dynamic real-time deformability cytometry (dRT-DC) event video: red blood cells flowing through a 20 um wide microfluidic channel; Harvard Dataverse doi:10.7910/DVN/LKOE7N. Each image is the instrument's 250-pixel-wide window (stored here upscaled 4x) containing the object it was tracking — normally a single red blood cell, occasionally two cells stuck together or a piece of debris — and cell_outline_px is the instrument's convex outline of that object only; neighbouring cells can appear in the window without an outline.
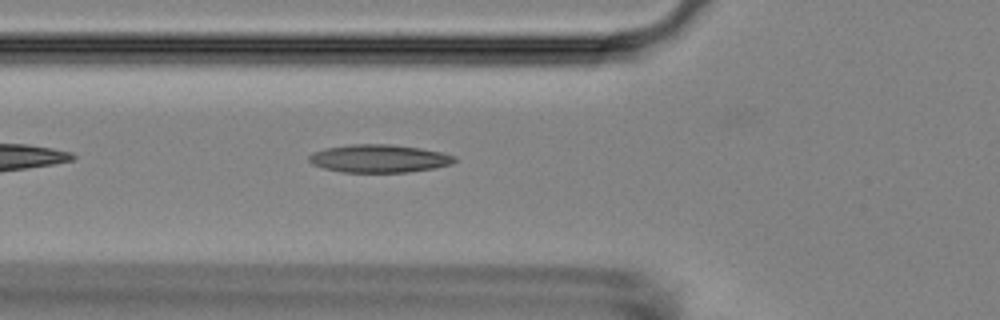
{"species": "Egyptian fruit bat (a non-hibernating species)", "species_latin": "Rousettus aegyptiacus", "temperature_condition": "room temperature", "stored_images_in_passage": 13, "camera_frame_rate_fps": 3000, "um_per_image_px": 0.085, "animal": {"sex": "female"}, "frame": {"image": 1, "passage_image": 3, "time_ms": 0.667, "image_size_px": [1000, 320], "cell_outline_px": [[456, 160], [452, 164], [432, 168], [408, 172], [340, 172], [324, 168], [312, 164], [308, 160], [308, 156], [312, 152], [324, 148], [352, 144], [388, 144], [420, 148], [440, 152], [456, 156]], "centroid_in_image_um": [32.18, 13.47], "position_along_channel_um": 93.6, "area_um2": 23.7}}
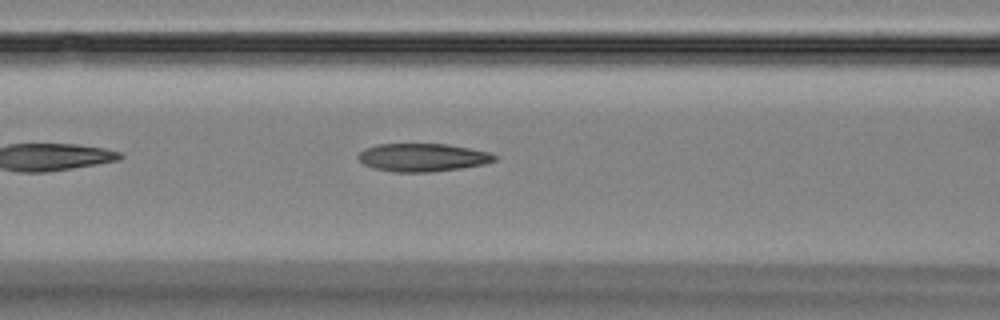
{"frame": {"image": 2, "passage_image": 6, "time_ms": 1.667, "image_size_px": [1000, 320], "cell_outline_px": [[496, 160], [484, 164], [460, 168], [428, 172], [392, 172], [372, 168], [364, 164], [356, 156], [364, 148], [376, 144], [448, 144], [488, 152], [496, 156]], "centroid_in_image_um": [35.87, 13.38], "position_along_channel_um": 130.7, "area_um2": 22.25}}